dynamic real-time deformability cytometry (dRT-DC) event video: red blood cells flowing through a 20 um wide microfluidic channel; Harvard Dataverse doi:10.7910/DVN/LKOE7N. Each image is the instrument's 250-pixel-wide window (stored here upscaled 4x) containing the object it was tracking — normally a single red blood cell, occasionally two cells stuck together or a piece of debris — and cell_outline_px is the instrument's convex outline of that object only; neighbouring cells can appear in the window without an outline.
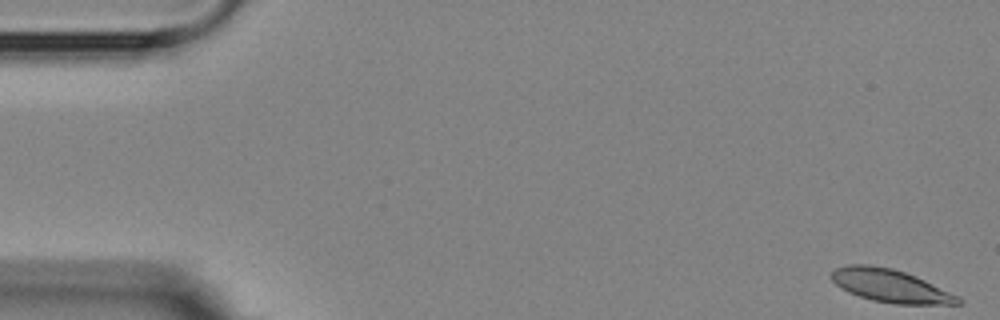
{"species": "Egyptian fruit bat (a non-hibernating species)", "species_latin": "Rousettus aegyptiacus", "temperature_condition": "room temperature", "stored_images_in_passage": 5, "camera_frame_rate_fps": 3000, "um_per_image_px": 0.085, "animal": {"sex": "female"}, "frame": {"image": 1, "passage_image": 1, "time_ms": 0.0, "image_size_px": [1000, 320], "cell_outline_px": [[964, 304], [896, 304], [872, 300], [848, 292], [840, 288], [832, 280], [832, 272], [836, 268], [848, 264], [868, 264], [892, 268], [916, 276], [960, 296], [964, 300]], "centroid_in_image_um": [75.73, 24.3], "position_along_channel_um": 9.3, "area_um2": 24.39}}
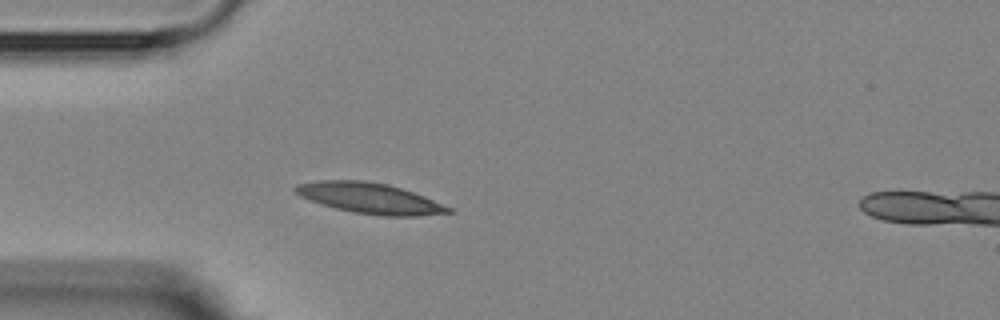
{"frame": {"image": 2, "passage_image": 5, "time_ms": 4.667, "image_size_px": [1000, 320], "cell_outline_px": [[452, 212], [420, 216], [384, 216], [352, 212], [320, 204], [300, 196], [292, 188], [296, 184], [320, 180], [364, 180], [388, 184], [424, 196], [452, 208]], "centroid_in_image_um": [31.41, 16.84], "position_along_channel_um": 53.6, "area_um2": 27.22}}